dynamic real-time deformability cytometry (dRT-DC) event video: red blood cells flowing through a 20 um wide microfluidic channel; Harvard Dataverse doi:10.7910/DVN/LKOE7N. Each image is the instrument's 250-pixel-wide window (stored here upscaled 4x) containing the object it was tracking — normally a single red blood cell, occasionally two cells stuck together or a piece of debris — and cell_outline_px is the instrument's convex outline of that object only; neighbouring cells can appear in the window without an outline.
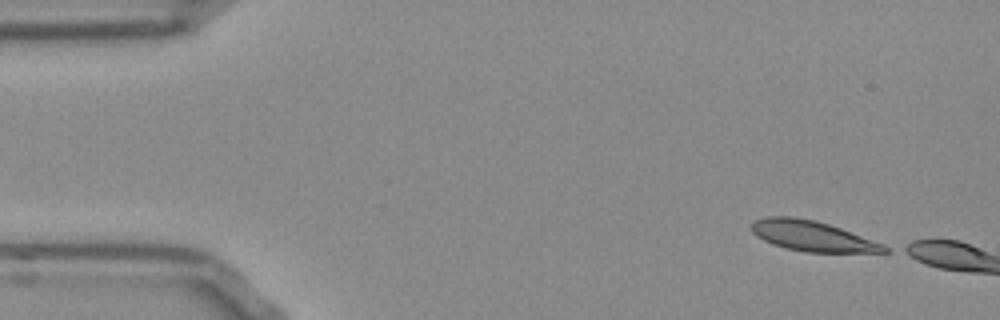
{"species": "Egyptian fruit bat (a non-hibernating species)", "species_latin": "Rousettus aegyptiacus", "temperature_condition": "room temperature", "stored_images_in_passage": 3, "camera_frame_rate_fps": 3000, "um_per_image_px": 0.085, "frame": {"image": 1, "passage_image": 1, "time_ms": 0.0, "image_size_px": [1000, 320], "cell_outline_px": [[892, 252], [804, 252], [772, 244], [756, 236], [752, 232], [752, 220], [764, 216], [792, 216], [816, 220], [840, 228], [884, 244], [892, 248]], "centroid_in_image_um": [69.04, 20.05], "position_along_channel_um": 16.0, "area_um2": 23.58}}